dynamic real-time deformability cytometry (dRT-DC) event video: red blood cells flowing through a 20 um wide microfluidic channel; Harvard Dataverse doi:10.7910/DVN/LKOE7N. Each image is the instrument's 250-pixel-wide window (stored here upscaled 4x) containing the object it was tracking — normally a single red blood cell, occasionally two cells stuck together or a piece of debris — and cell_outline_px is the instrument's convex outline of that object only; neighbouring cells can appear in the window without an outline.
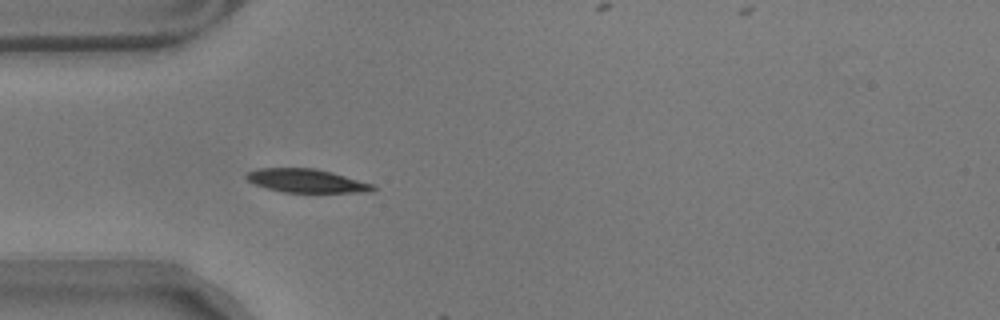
{"species": "common noctule bat (a hibernating species)", "species_latin": "Nyctalus noctula", "temperature_condition": "warm", "stored_images_in_passage": 3, "camera_frame_rate_fps": 3000, "um_per_image_px": 0.085, "animal": {"sex": "male", "body_mass_g": 17.9}, "frame": {"image": 1, "passage_image": 1, "time_ms": 0.0, "image_size_px": [1000, 320], "cell_outline_px": [[376, 188], [372, 192], [284, 192], [268, 188], [256, 184], [248, 180], [244, 176], [248, 172], [256, 168], [316, 168], [332, 172], [372, 184]], "centroid_in_image_um": [26.04, 15.36], "position_along_channel_um": 59.0, "area_um2": 17.17}}